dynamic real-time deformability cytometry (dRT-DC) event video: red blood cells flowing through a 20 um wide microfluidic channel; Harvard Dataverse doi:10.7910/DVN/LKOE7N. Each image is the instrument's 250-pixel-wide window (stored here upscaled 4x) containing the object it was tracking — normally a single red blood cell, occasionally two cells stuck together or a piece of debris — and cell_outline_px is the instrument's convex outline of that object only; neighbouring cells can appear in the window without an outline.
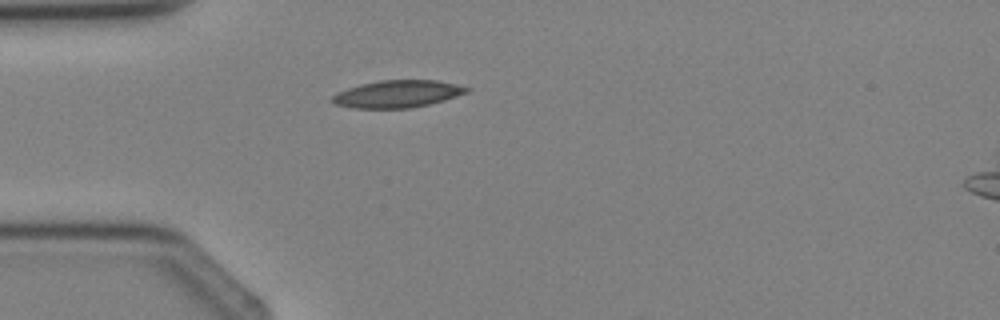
{"species": "Egyptian fruit bat (a non-hibernating species)", "species_latin": "Rousettus aegyptiacus", "temperature_condition": "cold", "stored_images_in_passage": 1, "camera_frame_rate_fps": 3000, "um_per_image_px": 0.085, "animal": {"sex": "female"}, "frame": {"image": 1, "passage_image": 1, "time_ms": 0.0, "image_size_px": [1000, 320], "cell_outline_px": [[472, 88], [468, 92], [444, 100], [412, 108], [352, 108], [332, 104], [328, 100], [336, 92], [360, 84], [380, 80], [436, 80]], "centroid_in_image_um": [33.72, 7.99], "position_along_channel_um": 51.3, "area_um2": 21.5}}